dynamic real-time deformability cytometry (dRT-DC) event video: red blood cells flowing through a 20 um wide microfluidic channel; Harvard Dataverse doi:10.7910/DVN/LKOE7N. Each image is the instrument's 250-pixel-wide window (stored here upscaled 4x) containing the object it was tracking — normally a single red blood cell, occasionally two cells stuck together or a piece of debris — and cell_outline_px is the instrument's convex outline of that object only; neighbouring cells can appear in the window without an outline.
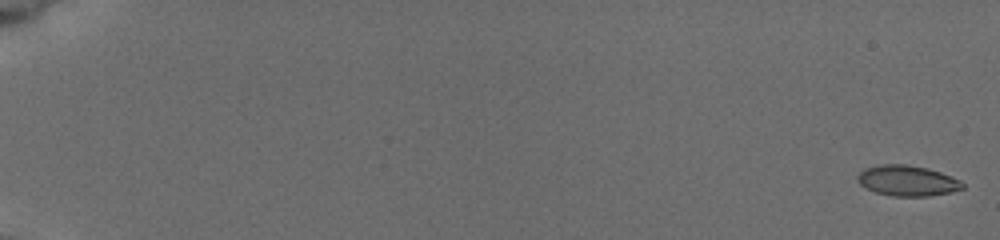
{"species": "common noctule bat (a hibernating species)", "species_latin": "Nyctalus noctula", "temperature_condition": "cold", "stored_images_in_passage": 9, "camera_frame_rate_fps": 3000, "um_per_image_px": 0.085, "animal": {"sex": "female", "body_mass_g": 19.5, "forearm_length_mm": 54.1}, "frame": {"image": 1, "passage_image": 1, "time_ms": 0.0, "image_size_px": [1000, 240], "cell_outline_px": [[964, 188], [952, 192], [928, 196], [892, 196], [876, 192], [860, 184], [856, 176], [864, 168], [880, 164], [908, 164], [928, 168], [952, 176], [960, 180], [964, 184]], "centroid_in_image_um": [77.14, 15.35], "position_along_channel_um": 7.9, "area_um2": 18.79}}
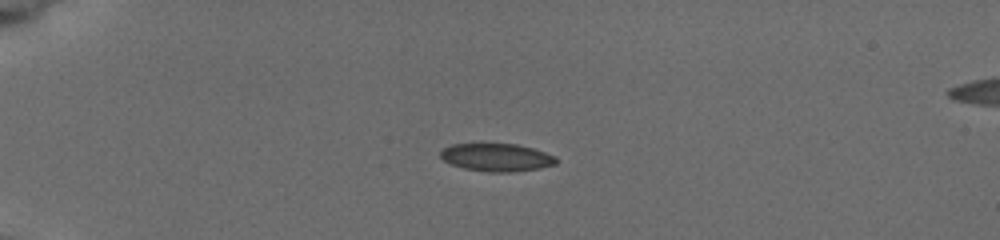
{"frame": {"image": 2, "passage_image": 6, "time_ms": 5.0, "image_size_px": [1000, 240], "cell_outline_px": [[556, 164], [540, 168], [512, 172], [488, 172], [464, 168], [452, 164], [444, 160], [440, 156], [440, 152], [444, 148], [452, 144], [516, 144], [532, 148], [556, 156]], "centroid_in_image_um": [42.22, 13.38], "position_along_channel_um": 42.8, "area_um2": 18.61}}
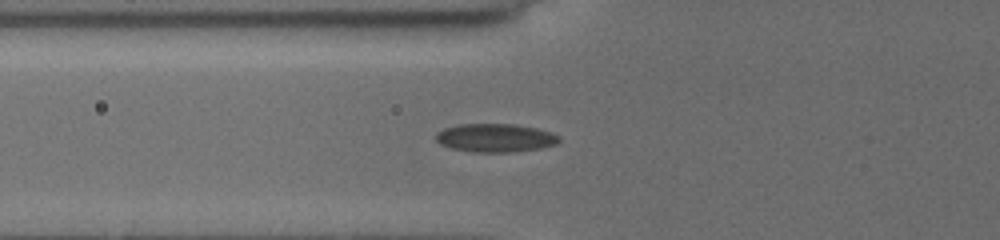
{"frame": {"image": 3, "passage_image": 9, "time_ms": 7.333, "image_size_px": [1000, 240], "cell_outline_px": [[560, 140], [556, 144], [540, 148], [512, 152], [472, 152], [452, 148], [440, 144], [436, 140], [436, 132], [444, 128], [460, 124], [512, 124], [536, 128], [552, 132], [560, 136]], "centroid_in_image_um": [42.1, 11.72], "position_along_channel_um": 83.7, "area_um2": 20.4}}